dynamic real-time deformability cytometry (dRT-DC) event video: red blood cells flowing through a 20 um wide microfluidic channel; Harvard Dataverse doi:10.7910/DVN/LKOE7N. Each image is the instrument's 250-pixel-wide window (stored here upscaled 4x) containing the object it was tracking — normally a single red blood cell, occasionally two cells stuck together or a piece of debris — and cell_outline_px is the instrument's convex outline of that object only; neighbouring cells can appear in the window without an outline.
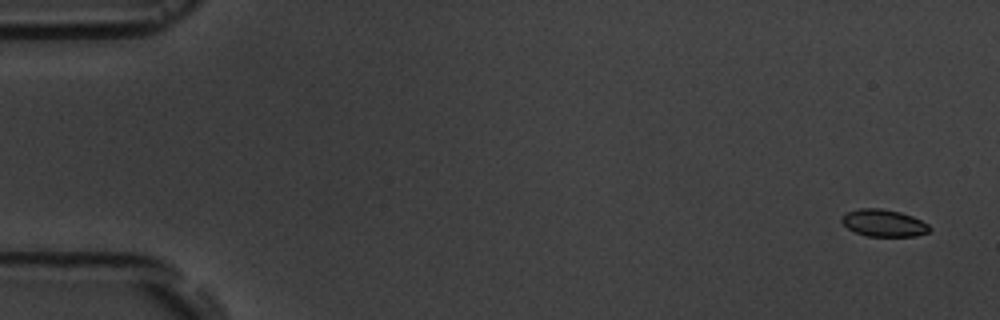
{"species": "common noctule bat (a hibernating species)", "species_latin": "Nyctalus noctula", "temperature_condition": "room temperature", "stored_images_in_passage": 5, "camera_frame_rate_fps": 3000, "um_per_image_px": 0.085, "animal": {"sex": "male", "body_mass_g": 19.5, "forearm_length_mm": 54.6}, "frame": {"image": 1, "passage_image": 1, "time_ms": 0.0, "image_size_px": [1000, 320], "cell_outline_px": [[932, 228], [928, 232], [916, 236], [868, 236], [856, 232], [848, 228], [840, 220], [840, 216], [848, 212], [860, 208], [880, 208], [900, 212], [912, 216], [928, 224]], "centroid_in_image_um": [75.11, 18.95], "position_along_channel_um": 9.9, "area_um2": 13.81}}
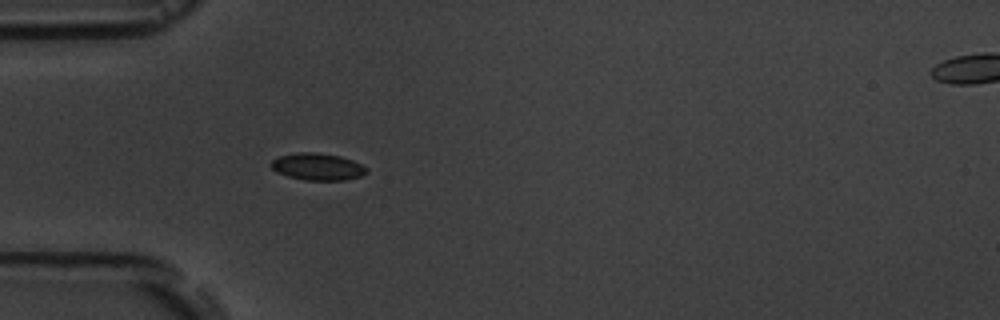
{"frame": {"image": 2, "passage_image": 4, "time_ms": 5.0, "image_size_px": [1000, 320], "cell_outline_px": [[368, 172], [360, 176], [344, 180], [304, 180], [288, 176], [276, 172], [268, 164], [272, 160], [280, 156], [296, 152], [316, 152], [340, 156], [352, 160], [368, 168]], "centroid_in_image_um": [26.97, 14.16], "position_along_channel_um": 58.0, "area_um2": 15.09}}